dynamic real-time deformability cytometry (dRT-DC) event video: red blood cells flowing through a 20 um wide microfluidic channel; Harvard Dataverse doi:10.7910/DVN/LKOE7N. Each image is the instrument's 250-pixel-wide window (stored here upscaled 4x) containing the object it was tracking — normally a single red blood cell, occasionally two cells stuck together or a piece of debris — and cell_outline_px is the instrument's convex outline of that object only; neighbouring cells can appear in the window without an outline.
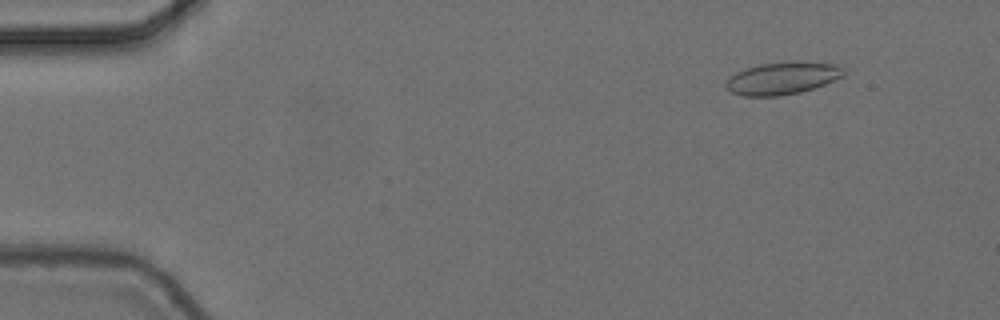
{"species": "common noctule bat (a hibernating species)", "species_latin": "Nyctalus noctula", "temperature_condition": "cold", "stored_images_in_passage": 56, "camera_frame_rate_fps": 3000, "um_per_image_px": 0.085, "animal": {"sex": "female", "body_mass_g": 24.6, "forearm_length_mm": 56.2}, "frame": {"image": 1, "passage_image": 6, "time_ms": 1.667, "image_size_px": [1000, 320], "cell_outline_px": [[848, 72], [844, 76], [824, 84], [800, 92], [776, 96], [744, 96], [732, 92], [724, 84], [728, 76], [736, 72], [760, 64], [792, 60], [796, 60], [836, 64], [844, 68]], "centroid_in_image_um": [66.54, 6.62], "position_along_channel_um": 18.5, "area_um2": 22.48}}
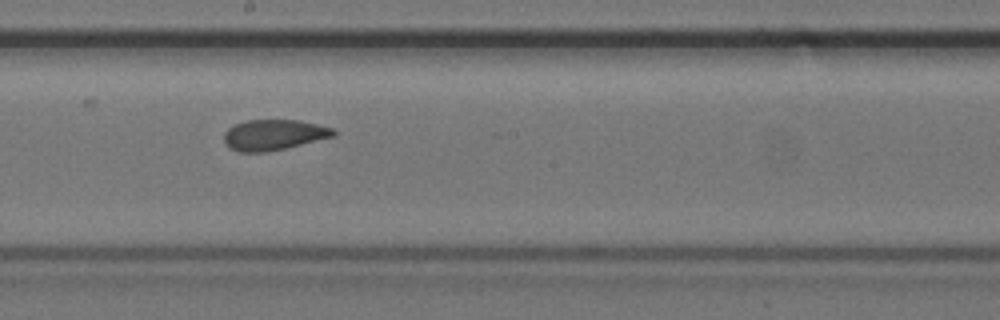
{"frame": {"image": 2, "passage_image": 31, "time_ms": 10.0, "image_size_px": [1000, 320], "cell_outline_px": [[336, 136], [284, 148], [264, 152], [240, 152], [228, 148], [224, 144], [224, 132], [228, 128], [244, 120], [300, 120], [332, 128], [336, 132]], "centroid_in_image_um": [23.23, 11.46], "position_along_channel_um": 225.0, "area_um2": 19.54}}
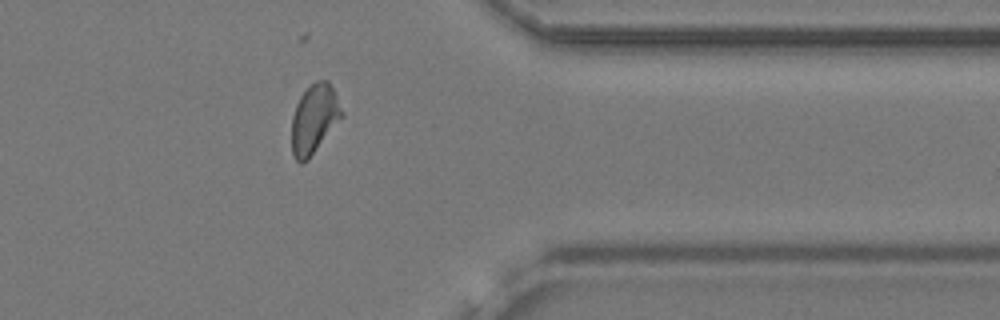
{"frame": {"image": 3, "passage_image": 45, "time_ms": 14.667, "image_size_px": [1000, 320], "cell_outline_px": [[344, 116], [308, 160], [304, 164], [300, 164], [296, 160], [292, 152], [292, 116], [296, 104], [300, 96], [308, 84], [316, 80], [328, 80], [344, 112]], "centroid_in_image_um": [26.71, 10.11], "position_along_channel_um": 384.7, "area_um2": 20.46}, "authors_computed_cell_mechanics": {"area_um2": 20.2878, "velocity_mm_per_s": 3.6887, "shape_relaxation_time_tau1_ms": null, "shape_relaxation_time_tau2_ms": 1.5099, "deformation_change_tau1": null, "deformation_change_tau2": 0.0781}}